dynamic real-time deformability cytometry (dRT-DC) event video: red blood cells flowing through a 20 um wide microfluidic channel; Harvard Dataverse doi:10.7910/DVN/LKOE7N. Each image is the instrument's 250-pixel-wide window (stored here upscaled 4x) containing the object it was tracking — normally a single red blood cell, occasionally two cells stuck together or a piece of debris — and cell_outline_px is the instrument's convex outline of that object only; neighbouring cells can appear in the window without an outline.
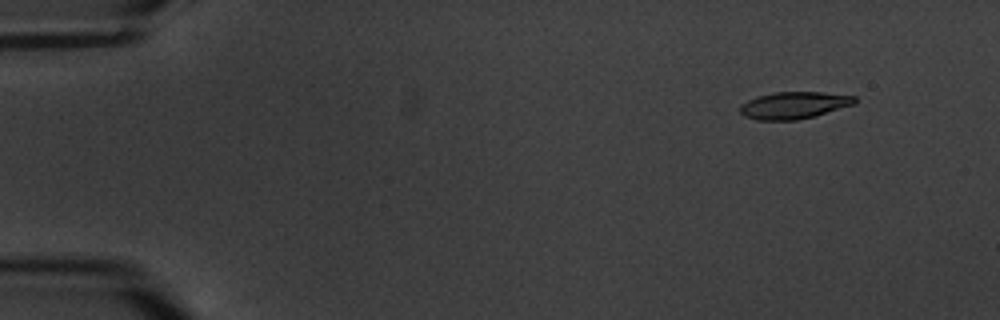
{"species": "common noctule bat (a hibernating species)", "species_latin": "Nyctalus noctula", "temperature_condition": "warm", "stored_images_in_passage": 6, "camera_frame_rate_fps": 3000, "um_per_image_px": 0.085, "animal": {"sex": "male", "body_mass_g": 20.1, "forearm_length_mm": 53.5}, "frame": {"image": 1, "passage_image": 2, "time_ms": 1.0, "image_size_px": [1000, 320], "cell_outline_px": [[856, 104], [816, 116], [796, 120], [756, 120], [744, 116], [740, 112], [740, 104], [756, 96], [772, 92], [820, 92], [856, 96]], "centroid_in_image_um": [67.48, 8.95], "position_along_channel_um": 17.5, "area_um2": 18.26}}
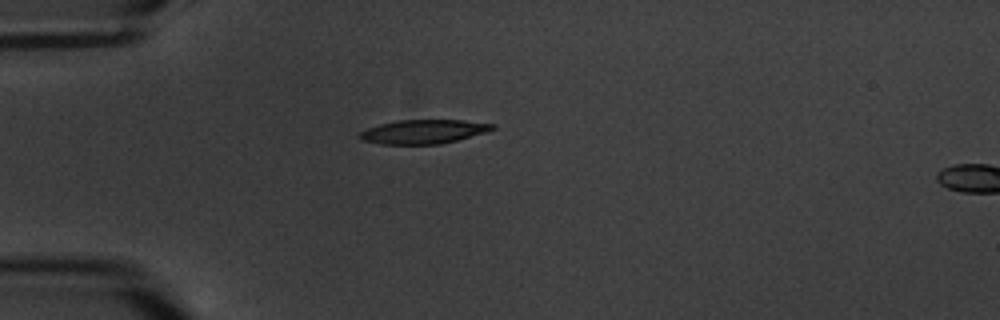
{"frame": {"image": 2, "passage_image": 5, "time_ms": 4.667, "image_size_px": [1000, 320], "cell_outline_px": [[496, 128], [488, 132], [440, 144], [380, 144], [360, 140], [356, 136], [360, 132], [368, 128], [380, 124], [396, 120], [464, 120], [496, 124]], "centroid_in_image_um": [35.99, 11.19], "position_along_channel_um": 49.0, "area_um2": 18.73}}